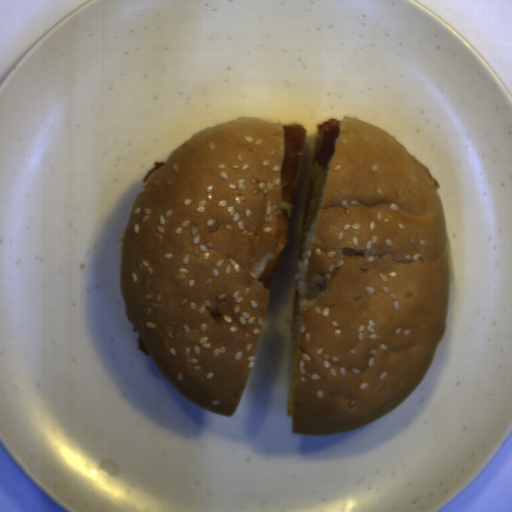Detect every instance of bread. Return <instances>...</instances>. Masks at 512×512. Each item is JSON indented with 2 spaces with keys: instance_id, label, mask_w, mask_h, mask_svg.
Instances as JSON below:
<instances>
[{
  "instance_id": "obj_2",
  "label": "bread",
  "mask_w": 512,
  "mask_h": 512,
  "mask_svg": "<svg viewBox=\"0 0 512 512\" xmlns=\"http://www.w3.org/2000/svg\"><path fill=\"white\" fill-rule=\"evenodd\" d=\"M285 124L238 117L203 128L143 180L118 283L163 376L197 406L234 415L270 302L259 276L281 212Z\"/></svg>"
},
{
  "instance_id": "obj_1",
  "label": "bread",
  "mask_w": 512,
  "mask_h": 512,
  "mask_svg": "<svg viewBox=\"0 0 512 512\" xmlns=\"http://www.w3.org/2000/svg\"><path fill=\"white\" fill-rule=\"evenodd\" d=\"M302 237L292 430L353 431L421 384L446 331L447 228L435 180L391 134L338 123Z\"/></svg>"
}]
</instances>
